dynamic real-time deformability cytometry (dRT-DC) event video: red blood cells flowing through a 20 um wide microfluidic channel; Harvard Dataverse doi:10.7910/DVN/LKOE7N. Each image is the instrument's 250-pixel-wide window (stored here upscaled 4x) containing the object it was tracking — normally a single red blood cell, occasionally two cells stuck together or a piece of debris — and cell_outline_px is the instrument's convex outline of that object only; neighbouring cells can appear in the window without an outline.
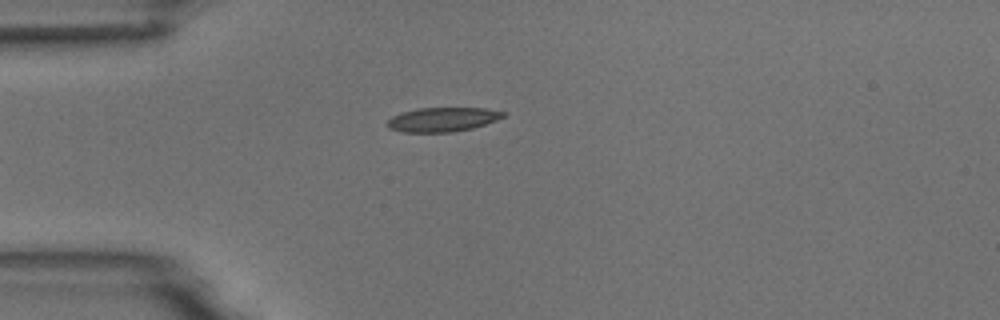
{"species": "common noctule bat (a hibernating species)", "species_latin": "Nyctalus noctula", "temperature_condition": "room temperature", "stored_images_in_passage": 5, "camera_frame_rate_fps": 3000, "um_per_image_px": 0.085, "animal": {"sex": "male", "body_mass_g": 18.8}, "frame": {"image": 1, "passage_image": 5, "time_ms": 4.667, "image_size_px": [1000, 320], "cell_outline_px": [[508, 112], [504, 116], [496, 120], [472, 128], [452, 132], [400, 132], [388, 128], [388, 120], [392, 116], [400, 112], [416, 108], [484, 108]], "centroid_in_image_um": [37.6, 10.15], "position_along_channel_um": 47.4, "area_um2": 16.42}}